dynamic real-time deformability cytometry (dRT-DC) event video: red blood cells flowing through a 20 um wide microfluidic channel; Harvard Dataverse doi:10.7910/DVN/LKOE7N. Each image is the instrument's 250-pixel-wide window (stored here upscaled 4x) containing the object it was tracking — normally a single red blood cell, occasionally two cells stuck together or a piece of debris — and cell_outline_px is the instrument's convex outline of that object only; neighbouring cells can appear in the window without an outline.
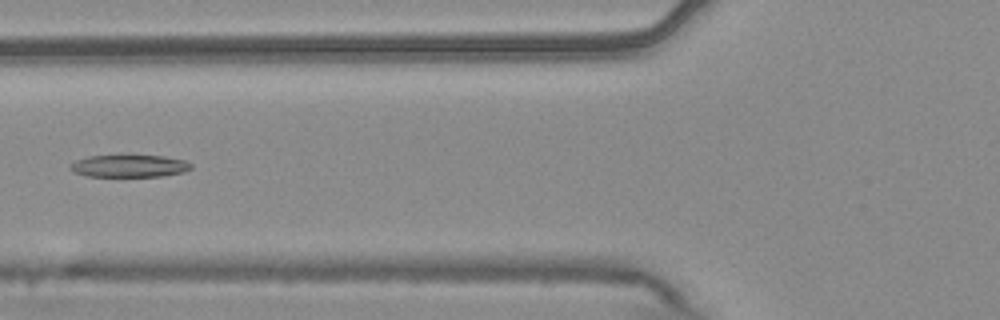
{"species": "common noctule bat (a hibernating species)", "species_latin": "Nyctalus noctula", "temperature_condition": "warm", "stored_images_in_passage": 6, "camera_frame_rate_fps": 3000, "um_per_image_px": 0.085, "animal": {"sex": "male", "body_mass_g": 20.4}, "frame": {"image": 1, "passage_image": 5, "time_ms": 1.333, "image_size_px": [1000, 320], "cell_outline_px": [[192, 168], [184, 172], [164, 176], [88, 176], [76, 172], [68, 168], [68, 164], [76, 160], [88, 156], [124, 152], [164, 156], [184, 160], [192, 164]], "centroid_in_image_um": [10.97, 14.05], "position_along_channel_um": 114.8, "area_um2": 16.7}}
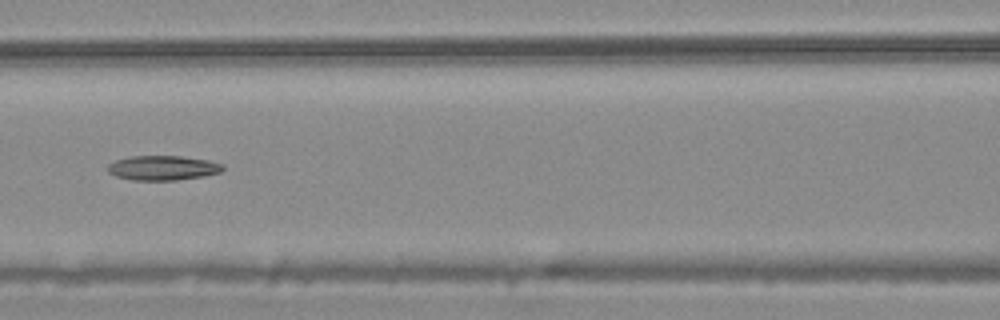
{"frame": {"image": 2, "passage_image": 6, "time_ms": 1.667, "image_size_px": [1000, 320], "cell_outline_px": [[224, 168], [220, 172], [204, 176], [176, 180], [132, 180], [116, 176], [108, 172], [108, 164], [116, 160], [132, 156], [180, 156], [208, 160], [224, 164]], "centroid_in_image_um": [13.85, 14.27], "position_along_channel_um": 152.8, "area_um2": 16.47}}